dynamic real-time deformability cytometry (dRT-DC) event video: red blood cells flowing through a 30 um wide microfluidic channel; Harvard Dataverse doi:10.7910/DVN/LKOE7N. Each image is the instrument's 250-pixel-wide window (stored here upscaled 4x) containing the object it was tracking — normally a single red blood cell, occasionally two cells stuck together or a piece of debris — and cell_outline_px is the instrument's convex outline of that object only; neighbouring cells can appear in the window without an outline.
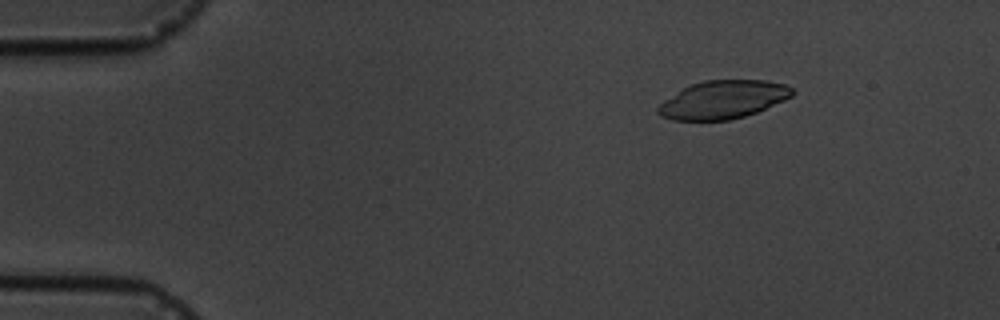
{"species": "common noctule bat (a hibernating species)", "species_latin": "Nyctalus noctula", "temperature_condition": "cold", "stored_images_in_passage": 6, "camera_frame_rate_fps": 3000, "um_per_image_px": 0.085, "animal": {"sex": "male", "body_mass_g": 19.5, "forearm_length_mm": 54.6}, "frame": {"image": 1, "passage_image": 3, "time_ms": 2.333, "image_size_px": [1000, 320], "cell_outline_px": [[796, 92], [792, 96], [784, 100], [756, 112], [744, 116], [728, 120], [672, 120], [660, 116], [656, 112], [656, 108], [664, 100], [684, 88], [692, 84], [704, 80], [764, 80], [784, 84], [792, 88]], "centroid_in_image_um": [61.45, 8.47], "position_along_channel_um": 23.6, "area_um2": 29.65}}